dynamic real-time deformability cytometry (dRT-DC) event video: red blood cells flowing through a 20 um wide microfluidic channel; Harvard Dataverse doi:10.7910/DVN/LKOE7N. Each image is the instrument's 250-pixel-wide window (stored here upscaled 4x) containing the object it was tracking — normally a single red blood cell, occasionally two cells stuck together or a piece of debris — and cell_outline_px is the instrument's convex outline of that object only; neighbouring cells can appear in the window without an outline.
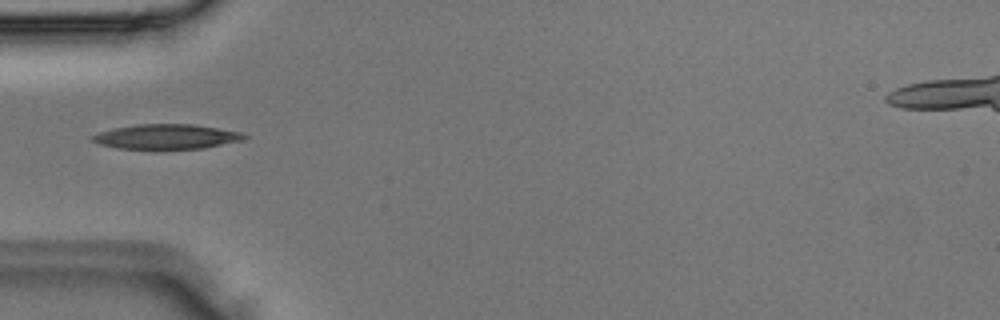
{"species": "Egyptian fruit bat (a non-hibernating species)", "species_latin": "Rousettus aegyptiacus", "temperature_condition": "room temperature", "stored_images_in_passage": 4, "camera_frame_rate_fps": 3000, "um_per_image_px": 0.085, "animal": {"sex": "male"}, "frame": {"image": 1, "passage_image": 4, "time_ms": 1.0, "image_size_px": [1000, 320], "cell_outline_px": [[248, 136], [244, 140], [204, 148], [116, 148], [100, 144], [92, 140], [88, 136], [112, 128], [136, 124], [192, 124], [240, 132]], "centroid_in_image_um": [14.12, 11.6], "position_along_channel_um": 70.9, "area_um2": 21.73}}